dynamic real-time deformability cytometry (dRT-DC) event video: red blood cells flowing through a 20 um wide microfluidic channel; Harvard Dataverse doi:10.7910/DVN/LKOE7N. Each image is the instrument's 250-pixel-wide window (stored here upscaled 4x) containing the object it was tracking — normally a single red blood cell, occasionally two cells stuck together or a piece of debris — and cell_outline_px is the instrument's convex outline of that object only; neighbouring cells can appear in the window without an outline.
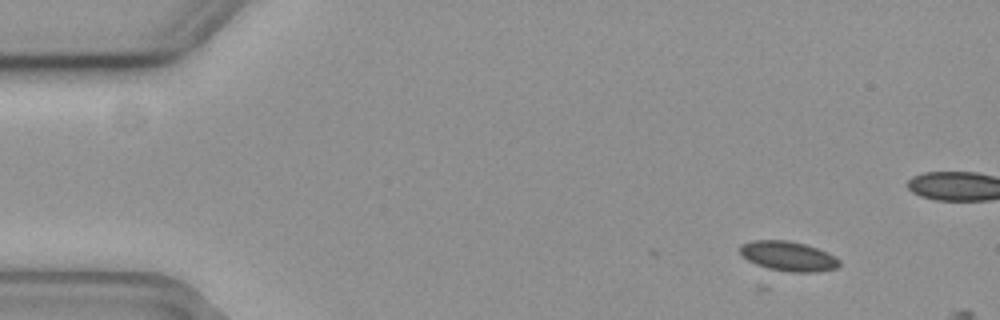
{"species": "common noctule bat (a hibernating species)", "species_latin": "Nyctalus noctula", "temperature_condition": "cold", "stored_images_in_passage": 5, "camera_frame_rate_fps": 3000, "um_per_image_px": 0.085, "animal": {"sex": "female", "body_mass_g": 19.3, "forearm_length_mm": 54.1}, "frame": {"image": 1, "passage_image": 2, "time_ms": 0.333, "image_size_px": [1000, 320], "cell_outline_px": [[840, 264], [836, 268], [768, 288], [756, 288], [740, 252], [740, 244], [752, 240], [788, 240], [804, 244], [828, 252], [836, 256], [840, 260]], "centroid_in_image_um": [66.64, 22.23], "position_along_channel_um": 18.4, "area_um2": 23.93}}